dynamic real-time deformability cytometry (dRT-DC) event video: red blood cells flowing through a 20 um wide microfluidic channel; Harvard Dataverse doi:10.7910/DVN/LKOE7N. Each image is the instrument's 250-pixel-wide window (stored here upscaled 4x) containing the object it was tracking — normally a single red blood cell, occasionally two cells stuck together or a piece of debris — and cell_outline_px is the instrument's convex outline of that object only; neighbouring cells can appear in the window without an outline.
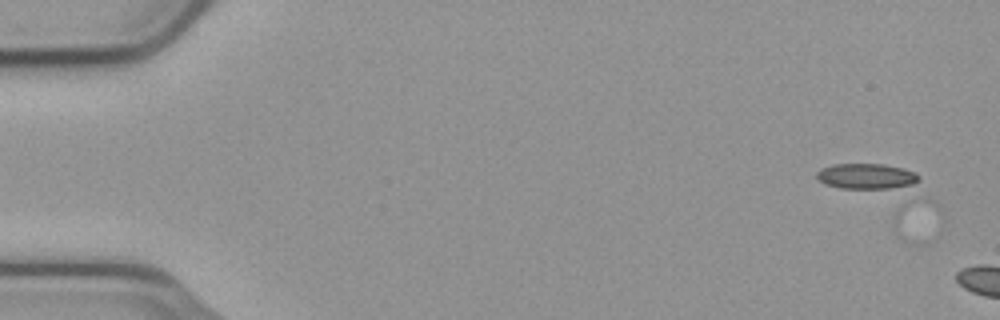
{"species": "common noctule bat (a hibernating species)", "species_latin": "Nyctalus noctula", "temperature_condition": "cold", "stored_images_in_passage": 4, "segment_of_instrument_passage": [1, 2], "camera_frame_rate_fps": 3000, "um_per_image_px": 0.085, "animal": {"sex": "male", "body_mass_g": 23.1, "forearm_length_mm": 52.7}, "frame": {"image": 1, "passage_image": 1, "time_ms": 0.0, "image_size_px": [1000, 320], "cell_outline_px": [[920, 176], [912, 184], [888, 188], [840, 188], [828, 184], [820, 180], [816, 176], [816, 172], [820, 168], [832, 164], [884, 164], [904, 168], [916, 172]], "centroid_in_image_um": [73.62, 14.95], "position_along_channel_um": 11.4, "area_um2": 14.97}}